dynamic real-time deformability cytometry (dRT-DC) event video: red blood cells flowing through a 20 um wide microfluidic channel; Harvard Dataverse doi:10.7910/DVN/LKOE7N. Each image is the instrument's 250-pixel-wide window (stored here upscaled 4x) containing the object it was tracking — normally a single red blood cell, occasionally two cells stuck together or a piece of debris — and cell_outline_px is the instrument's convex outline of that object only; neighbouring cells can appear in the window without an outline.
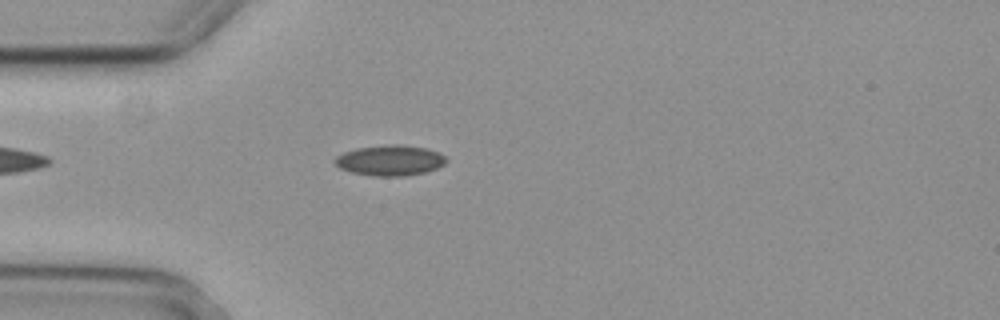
{"species": "common noctule bat (a hibernating species)", "species_latin": "Nyctalus noctula", "temperature_condition": "cold", "stored_images_in_passage": 4, "camera_frame_rate_fps": 3000, "um_per_image_px": 0.085, "animal": {"sex": "female", "body_mass_g": 29.2, "forearm_length_mm": 56.3}, "frame": {"image": 1, "passage_image": 4, "time_ms": 1.0, "image_size_px": [1000, 320], "cell_outline_px": [[448, 160], [444, 164], [436, 168], [424, 172], [404, 176], [376, 176], [352, 172], [340, 168], [332, 160], [336, 156], [344, 152], [356, 148], [388, 144], [400, 144], [428, 148], [440, 152]], "centroid_in_image_um": [33.16, 13.61], "position_along_channel_um": 51.8, "area_um2": 19.88}}